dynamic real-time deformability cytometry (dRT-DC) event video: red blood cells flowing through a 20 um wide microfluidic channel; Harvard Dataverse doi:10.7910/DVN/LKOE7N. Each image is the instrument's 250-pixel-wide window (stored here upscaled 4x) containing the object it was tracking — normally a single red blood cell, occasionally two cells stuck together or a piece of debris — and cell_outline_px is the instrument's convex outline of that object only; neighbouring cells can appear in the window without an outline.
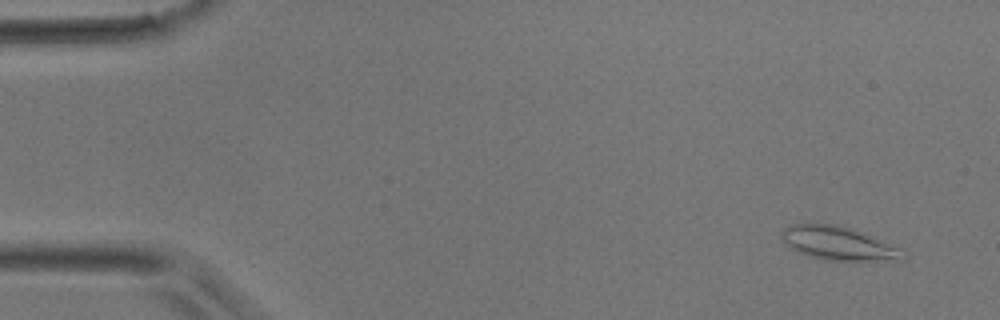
{"species": "common noctule bat (a hibernating species)", "species_latin": "Nyctalus noctula", "temperature_condition": "room temperature", "stored_images_in_passage": 4, "camera_frame_rate_fps": 3000, "um_per_image_px": 0.085, "animal": {"sex": "male", "body_mass_g": 17.9}, "frame": {"image": 1, "passage_image": 1, "time_ms": 0.0, "image_size_px": [1000, 320], "cell_outline_px": [[904, 260], [824, 260], [808, 256], [788, 248], [780, 232], [784, 228], [792, 224], [836, 224], [884, 240], [904, 248]], "centroid_in_image_um": [71.28, 20.69], "position_along_channel_um": 13.7, "area_um2": 23.76}}